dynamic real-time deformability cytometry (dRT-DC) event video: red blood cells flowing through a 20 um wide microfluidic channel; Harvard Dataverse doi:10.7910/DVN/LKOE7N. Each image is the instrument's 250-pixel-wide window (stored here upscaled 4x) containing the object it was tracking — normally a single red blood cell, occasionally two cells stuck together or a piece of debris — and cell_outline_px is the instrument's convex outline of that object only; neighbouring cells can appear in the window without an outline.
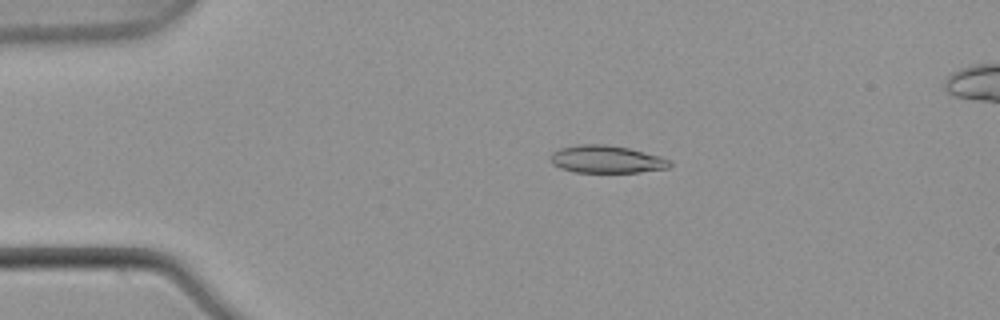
{"species": "common noctule bat (a hibernating species)", "species_latin": "Nyctalus noctula", "temperature_condition": "warm", "stored_images_in_passage": 54, "segment_of_instrument_passage": [1, 2], "camera_frame_rate_fps": 3000, "um_per_image_px": 0.085, "animal": {"sex": "male", "body_mass_g": 21.5, "forearm_length_mm": 52.0}, "frame": {"image": 1, "passage_image": 11, "time_ms": 3.333, "image_size_px": [1000, 320], "cell_outline_px": [[672, 164], [668, 168], [640, 172], [572, 172], [560, 168], [552, 164], [548, 156], [552, 152], [560, 148], [580, 144], [604, 144], [628, 148], [660, 156], [672, 160]], "centroid_in_image_um": [51.53, 13.54], "position_along_channel_um": 33.5, "area_um2": 19.31}}
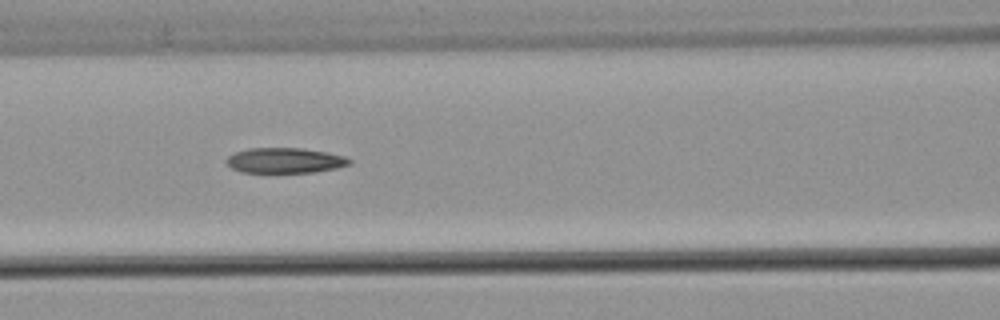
{"frame": {"image": 2, "passage_image": 23, "time_ms": 7.333, "image_size_px": [1000, 320], "cell_outline_px": [[352, 164], [336, 168], [316, 172], [240, 172], [232, 168], [224, 160], [232, 152], [248, 148], [300, 148], [328, 152], [344, 156], [352, 160]], "centroid_in_image_um": [24.21, 13.63], "position_along_channel_um": 142.4, "area_um2": 18.26}}
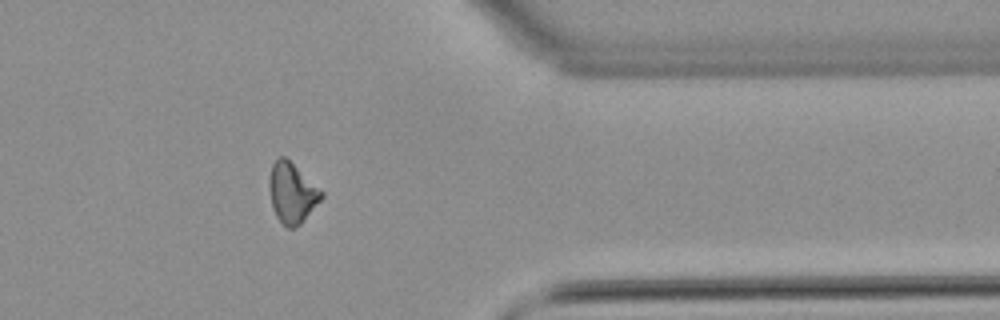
{"frame": {"image": 3, "passage_image": 43, "time_ms": 14.0, "image_size_px": [1000, 320], "cell_outline_px": [[324, 196], [300, 224], [292, 228], [288, 228], [276, 216], [272, 208], [268, 184], [272, 164], [280, 156], [284, 156], [324, 192]], "centroid_in_image_um": [24.81, 16.4], "position_along_channel_um": 386.6, "area_um2": 18.03}}